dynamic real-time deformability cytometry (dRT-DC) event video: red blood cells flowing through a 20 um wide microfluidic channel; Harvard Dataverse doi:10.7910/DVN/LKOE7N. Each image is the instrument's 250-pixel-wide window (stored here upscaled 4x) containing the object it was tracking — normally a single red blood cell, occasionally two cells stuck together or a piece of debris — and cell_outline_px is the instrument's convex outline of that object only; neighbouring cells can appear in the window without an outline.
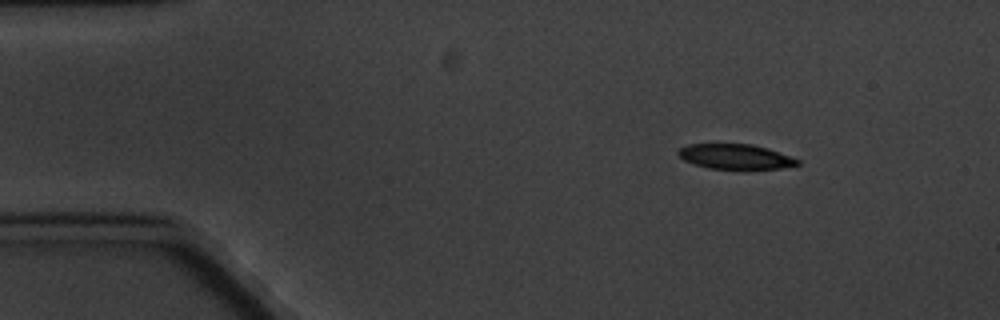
{"species": "common noctule bat (a hibernating species)", "species_latin": "Nyctalus noctula", "temperature_condition": "cold", "stored_images_in_passage": 7, "camera_frame_rate_fps": 3000, "um_per_image_px": 0.085, "animal": {"sex": "male", "body_mass_g": 20.1, "forearm_length_mm": 53.5}, "frame": {"image": 1, "passage_image": 1, "time_ms": 0.0, "image_size_px": [1000, 320], "cell_outline_px": [[800, 164], [780, 168], [708, 168], [684, 160], [676, 152], [680, 148], [688, 144], [752, 144], [768, 148], [800, 160]], "centroid_in_image_um": [62.5, 13.29], "position_along_channel_um": 22.5, "area_um2": 16.99}}
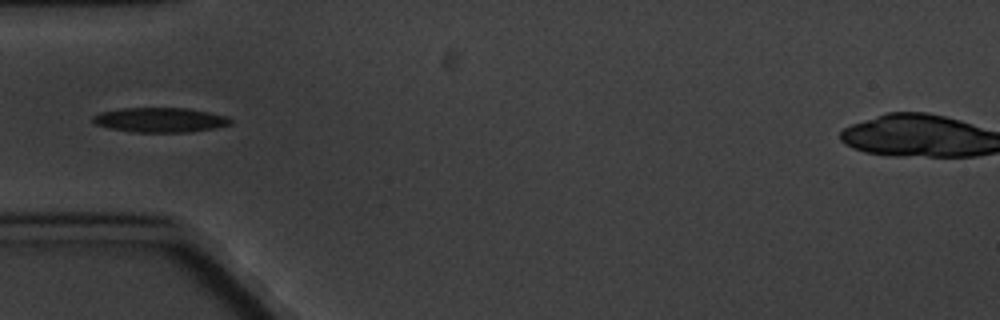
{"frame": {"image": 2, "passage_image": 4, "time_ms": 3.667, "image_size_px": [1000, 320], "cell_outline_px": [[232, 124], [216, 128], [192, 132], [132, 132], [108, 128], [96, 124], [92, 120], [92, 116], [100, 112], [120, 108], [188, 108], [228, 116], [232, 120]], "centroid_in_image_um": [13.63, 10.19], "position_along_channel_um": 71.4, "area_um2": 20.0}}